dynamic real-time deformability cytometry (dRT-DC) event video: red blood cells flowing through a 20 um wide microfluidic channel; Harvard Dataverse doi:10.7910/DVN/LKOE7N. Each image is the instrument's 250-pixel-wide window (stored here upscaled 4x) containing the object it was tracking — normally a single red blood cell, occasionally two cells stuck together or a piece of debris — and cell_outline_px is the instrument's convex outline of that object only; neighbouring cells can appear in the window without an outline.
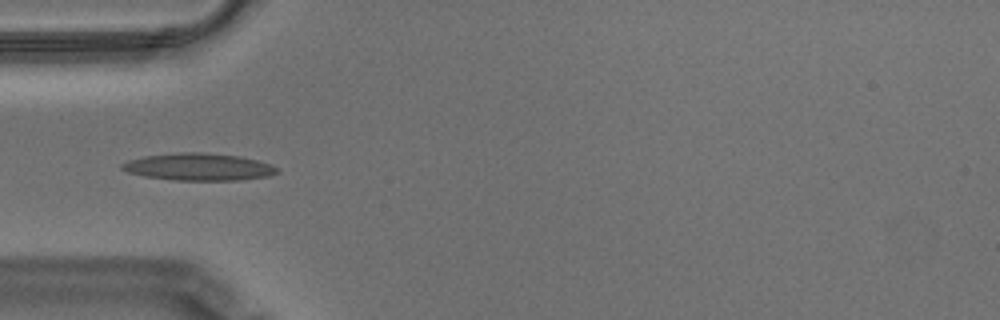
{"species": "Egyptian fruit bat (a non-hibernating species)", "species_latin": "Rousettus aegyptiacus", "temperature_condition": "warm", "stored_images_in_passage": 5, "camera_frame_rate_fps": 3000, "um_per_image_px": 0.085, "animal": {"sex": "male"}, "frame": {"image": 1, "passage_image": 2, "time_ms": 0.333, "image_size_px": [1000, 320], "cell_outline_px": [[280, 172], [268, 176], [244, 180], [176, 180], [144, 176], [128, 172], [120, 168], [120, 164], [128, 160], [144, 156], [176, 152], [204, 152], [240, 156], [272, 164], [280, 168]], "centroid_in_image_um": [16.92, 14.18], "position_along_channel_um": 68.1, "area_um2": 24.85}}